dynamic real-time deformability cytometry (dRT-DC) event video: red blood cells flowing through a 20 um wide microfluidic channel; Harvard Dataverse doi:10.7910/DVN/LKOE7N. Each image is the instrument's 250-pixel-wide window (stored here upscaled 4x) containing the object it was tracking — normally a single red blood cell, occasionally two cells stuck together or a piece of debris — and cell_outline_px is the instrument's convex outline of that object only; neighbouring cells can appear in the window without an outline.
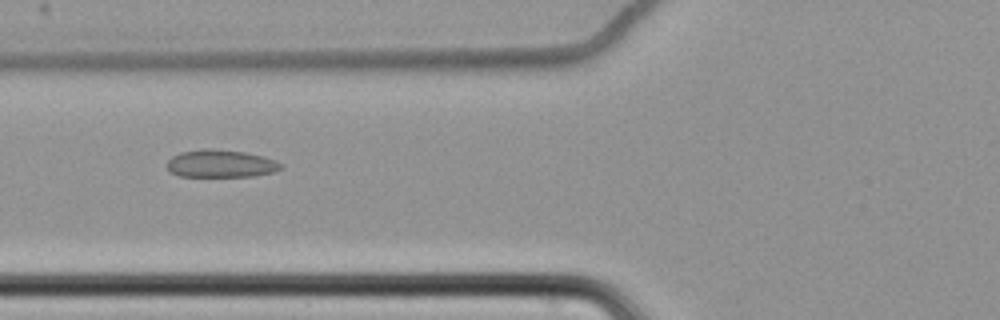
{"species": "common noctule bat (a hibernating species)", "species_latin": "Nyctalus noctula", "temperature_condition": "cold", "stored_images_in_passage": 62, "camera_frame_rate_fps": 3000, "um_per_image_px": 0.085, "animal": {"sex": "female", "body_mass_g": 22.7, "forearm_length_mm": 54.2}, "frame": {"image": 1, "passage_image": 26, "time_ms": 8.333, "image_size_px": [1000, 320], "cell_outline_px": [[284, 168], [276, 172], [256, 176], [180, 176], [168, 172], [168, 160], [172, 156], [180, 152], [204, 148], [212, 148], [244, 152], [264, 156], [276, 160], [284, 164]], "centroid_in_image_um": [18.82, 13.91], "position_along_channel_um": 107.0, "area_um2": 18.67}}
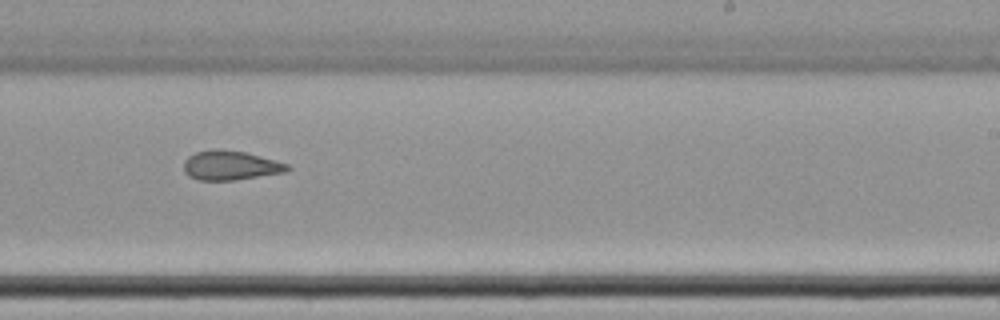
{"frame": {"image": 2, "passage_image": 40, "time_ms": 13.0, "image_size_px": [1000, 320], "cell_outline_px": [[292, 168], [288, 172], [236, 180], [200, 180], [188, 176], [184, 172], [184, 160], [188, 156], [196, 152], [244, 152], [276, 160], [288, 164]], "centroid_in_image_um": [19.65, 14.11], "position_along_channel_um": 269.3, "area_um2": 17.22}}
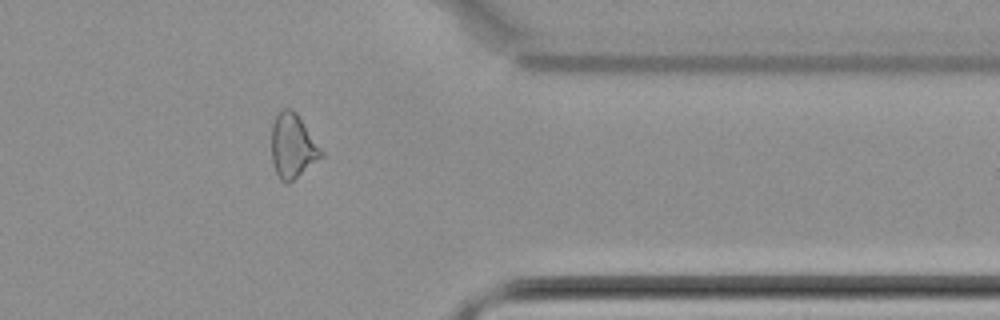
{"frame": {"image": 3, "passage_image": 51, "time_ms": 16.667, "image_size_px": [1000, 320], "cell_outline_px": [[324, 156], [288, 184], [284, 184], [280, 180], [272, 164], [272, 124], [276, 112], [280, 108], [292, 108], [296, 112], [324, 152]], "centroid_in_image_um": [24.87, 12.4], "position_along_channel_um": 386.5, "area_um2": 18.9}, "authors_computed_cell_mechanics": {"area_um2": 19.7098, "velocity_mm_per_s": 3.481, "shape_relaxation_time_tau1_ms": null, "shape_relaxation_time_tau2_ms": 3.4727, "deformation_change_tau1": null, "deformation_change_tau2": 0.1005}}